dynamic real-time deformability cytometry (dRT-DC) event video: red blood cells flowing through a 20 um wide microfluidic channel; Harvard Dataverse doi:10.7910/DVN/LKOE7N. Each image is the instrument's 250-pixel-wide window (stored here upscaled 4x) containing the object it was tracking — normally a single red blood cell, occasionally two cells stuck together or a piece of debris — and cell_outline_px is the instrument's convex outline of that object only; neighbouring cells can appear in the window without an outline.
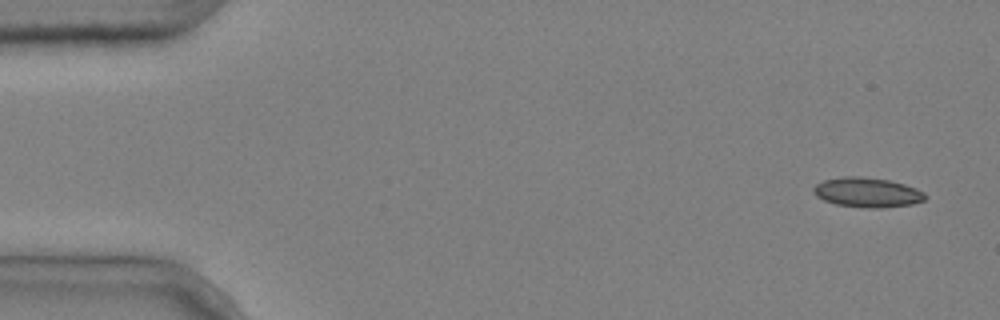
{"species": "common noctule bat (a hibernating species)", "species_latin": "Nyctalus noctula", "temperature_condition": "cold", "stored_images_in_passage": 8, "camera_frame_rate_fps": 3000, "um_per_image_px": 0.085, "animal": {"sex": "male", "body_mass_g": 20.4}, "frame": {"image": 1, "passage_image": 1, "time_ms": 0.0, "image_size_px": [1000, 320], "cell_outline_px": [[928, 196], [924, 200], [912, 204], [880, 208], [868, 208], [836, 204], [824, 200], [816, 196], [812, 192], [812, 188], [816, 184], [824, 180], [844, 176], [860, 176], [888, 180], [904, 184], [916, 188], [924, 192]], "centroid_in_image_um": [73.71, 16.35], "position_along_channel_um": 11.3, "area_um2": 19.36}}
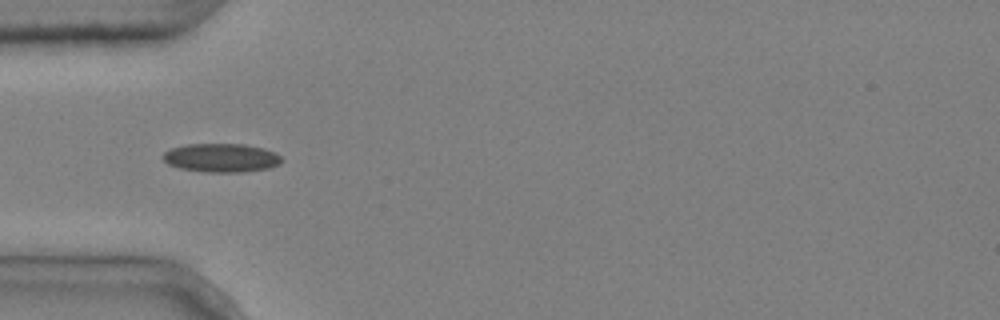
{"frame": {"image": 2, "passage_image": 5, "time_ms": 1.333, "image_size_px": [1000, 320], "cell_outline_px": [[280, 164], [268, 168], [240, 172], [204, 172], [180, 168], [168, 164], [160, 156], [164, 152], [172, 148], [188, 144], [244, 144], [264, 148], [276, 152], [280, 156]], "centroid_in_image_um": [18.79, 13.41], "position_along_channel_um": 66.2, "area_um2": 19.83}}
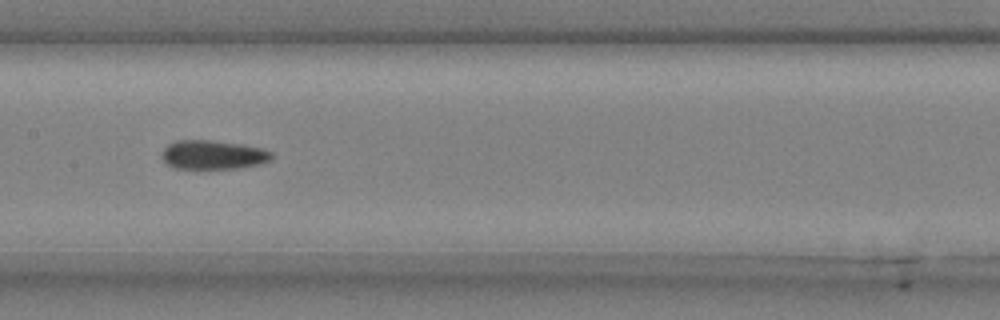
{"frame": {"image": 3, "passage_image": 8, "time_ms": 2.333, "image_size_px": [1000, 320], "cell_outline_px": [[272, 160], [260, 164], [240, 168], [172, 168], [160, 156], [160, 152], [168, 144], [176, 140], [212, 140], [240, 144], [264, 148], [272, 152]], "centroid_in_image_um": [18.11, 13.15], "position_along_channel_um": 189.3, "area_um2": 18.73}}